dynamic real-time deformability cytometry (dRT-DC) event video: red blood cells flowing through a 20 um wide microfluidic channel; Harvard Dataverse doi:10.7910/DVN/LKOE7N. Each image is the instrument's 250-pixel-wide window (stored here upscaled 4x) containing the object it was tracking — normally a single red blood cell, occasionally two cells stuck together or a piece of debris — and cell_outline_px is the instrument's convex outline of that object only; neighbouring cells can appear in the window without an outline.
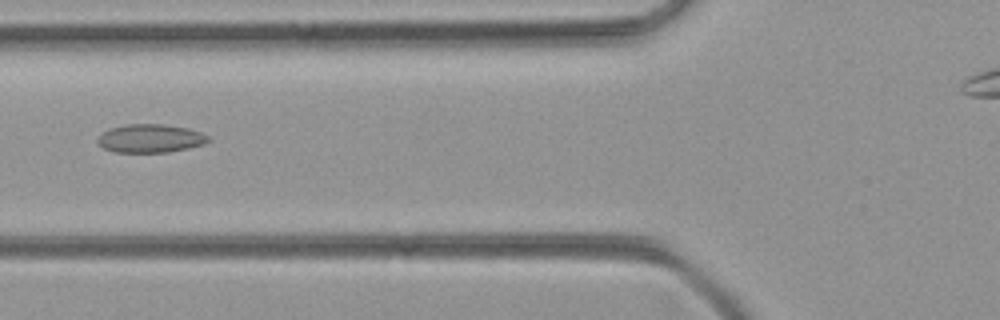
{"species": "common noctule bat (a hibernating species)", "species_latin": "Nyctalus noctula", "temperature_condition": "room temperature", "stored_images_in_passage": 38, "camera_frame_rate_fps": 3000, "um_per_image_px": 0.085, "animal": {"sex": "female", "body_mass_g": 21.9}, "frame": {"image": 1, "passage_image": 12, "time_ms": 3.667, "image_size_px": [1000, 320], "cell_outline_px": [[212, 140], [204, 144], [188, 148], [168, 152], [116, 152], [104, 148], [96, 140], [108, 128], [124, 124], [164, 124], [188, 128], [200, 132], [208, 136]], "centroid_in_image_um": [12.8, 11.75], "position_along_channel_um": 113.0, "area_um2": 18.32}}
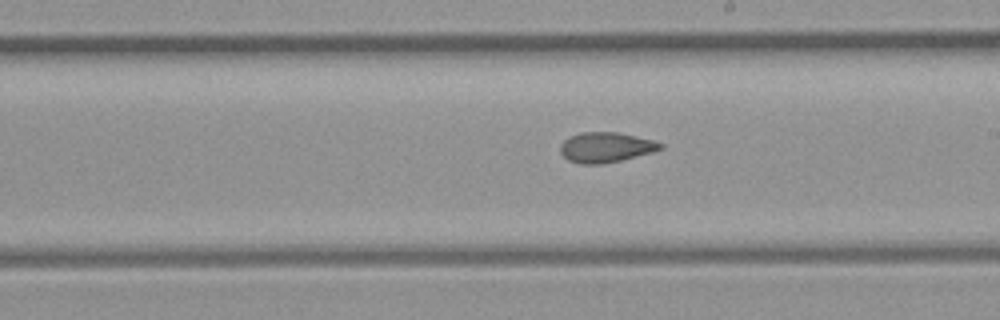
{"frame": {"image": 2, "passage_image": 21, "time_ms": 6.667, "image_size_px": [1000, 320], "cell_outline_px": [[664, 148], [652, 152], [620, 160], [600, 164], [580, 164], [568, 160], [560, 152], [560, 144], [564, 140], [580, 132], [616, 132], [636, 136], [652, 140], [664, 144]], "centroid_in_image_um": [51.48, 12.52], "position_along_channel_um": 237.5, "area_um2": 17.46}}
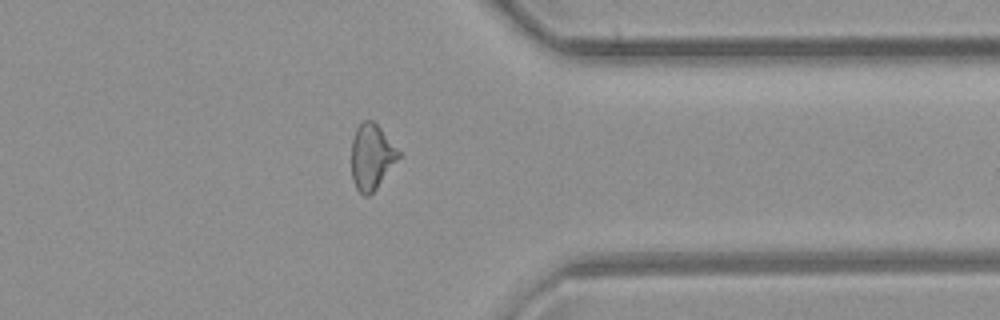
{"frame": {"image": 3, "passage_image": 32, "time_ms": 10.333, "image_size_px": [1000, 320], "cell_outline_px": [[400, 156], [376, 188], [368, 196], [364, 196], [356, 188], [352, 180], [352, 140], [356, 128], [364, 120], [372, 120], [380, 128], [400, 152]], "centroid_in_image_um": [31.56, 13.32], "position_along_channel_um": 379.8, "area_um2": 17.63}}